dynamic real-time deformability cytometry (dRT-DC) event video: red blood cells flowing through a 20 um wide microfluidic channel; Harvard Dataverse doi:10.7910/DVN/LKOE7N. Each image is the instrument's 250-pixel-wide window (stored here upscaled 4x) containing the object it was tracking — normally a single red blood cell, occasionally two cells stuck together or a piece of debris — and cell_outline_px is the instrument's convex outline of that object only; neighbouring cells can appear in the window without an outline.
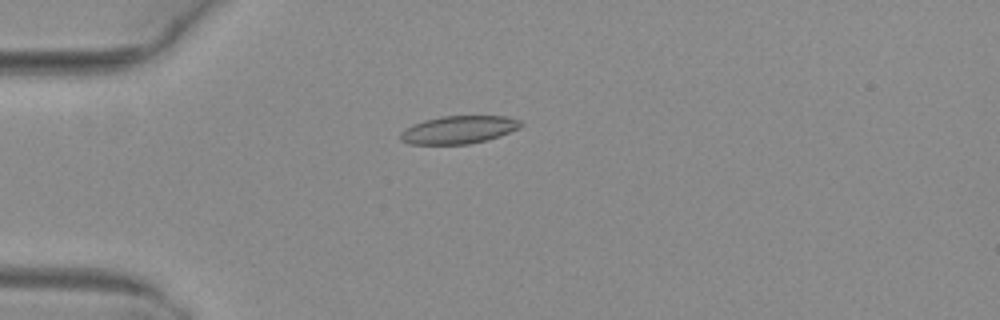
{"species": "common noctule bat (a hibernating species)", "species_latin": "Nyctalus noctula", "temperature_condition": "warm", "stored_images_in_passage": 6, "camera_frame_rate_fps": 3000, "um_per_image_px": 0.085, "animal": {"sex": "female", "body_mass_g": 29.2, "forearm_length_mm": 56.3}, "frame": {"image": 1, "passage_image": 5, "time_ms": 1.333, "image_size_px": [1000, 320], "cell_outline_px": [[524, 124], [520, 128], [484, 140], [468, 144], [408, 144], [400, 140], [400, 132], [404, 128], [412, 124], [424, 120], [440, 116], [508, 116], [520, 120]], "centroid_in_image_um": [38.94, 11.01], "position_along_channel_um": 46.1, "area_um2": 19.54}}
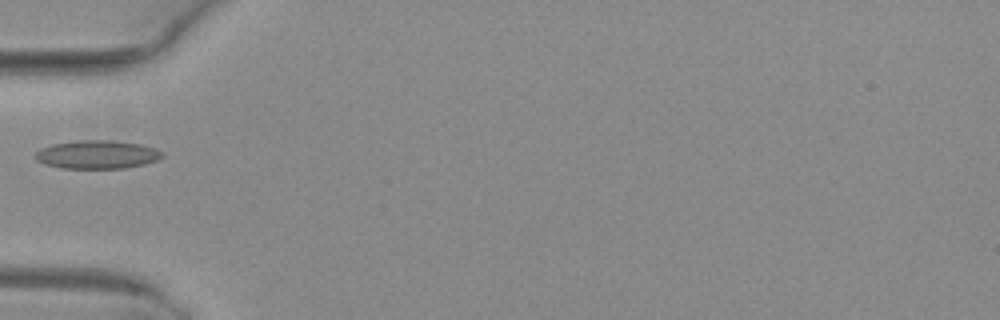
{"frame": {"image": 2, "passage_image": 6, "time_ms": 1.667, "image_size_px": [1000, 320], "cell_outline_px": [[164, 156], [156, 160], [144, 164], [124, 168], [60, 168], [44, 164], [36, 160], [32, 156], [40, 148], [52, 144], [76, 140], [112, 140], [140, 144], [156, 148], [164, 152]], "centroid_in_image_um": [8.23, 13.13], "position_along_channel_um": 76.8, "area_um2": 21.21}}